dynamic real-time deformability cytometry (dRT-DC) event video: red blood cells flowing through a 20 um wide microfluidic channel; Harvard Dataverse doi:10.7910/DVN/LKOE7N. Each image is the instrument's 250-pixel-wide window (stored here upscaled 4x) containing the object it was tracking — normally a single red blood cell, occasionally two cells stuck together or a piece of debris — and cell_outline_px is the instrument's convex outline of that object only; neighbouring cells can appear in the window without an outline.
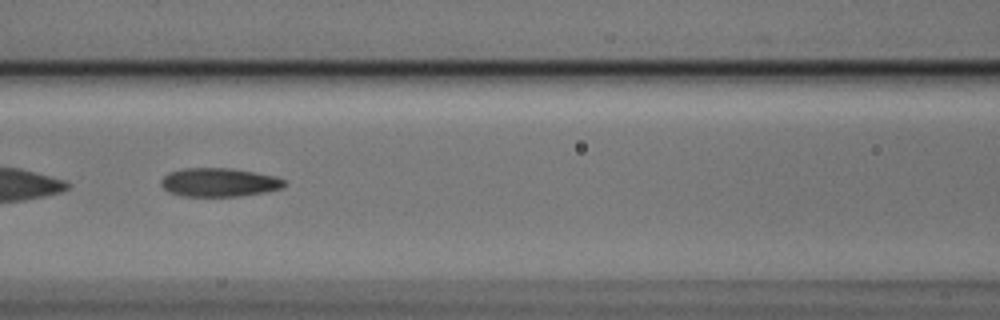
{"species": "Egyptian fruit bat (a non-hibernating species)", "species_latin": "Rousettus aegyptiacus", "temperature_condition": "cold", "stored_images_in_passage": 5, "camera_frame_rate_fps": 3000, "um_per_image_px": 0.085, "animal": {"sex": "male"}, "frame": {"image": 1, "passage_image": 3, "time_ms": 0.667, "image_size_px": [1000, 320], "cell_outline_px": [[288, 184], [284, 188], [264, 192], [240, 196], [184, 196], [168, 192], [160, 184], [160, 180], [168, 172], [184, 168], [232, 168], [276, 176], [284, 180]], "centroid_in_image_um": [18.63, 15.49], "position_along_channel_um": 148.0, "area_um2": 20.75}}
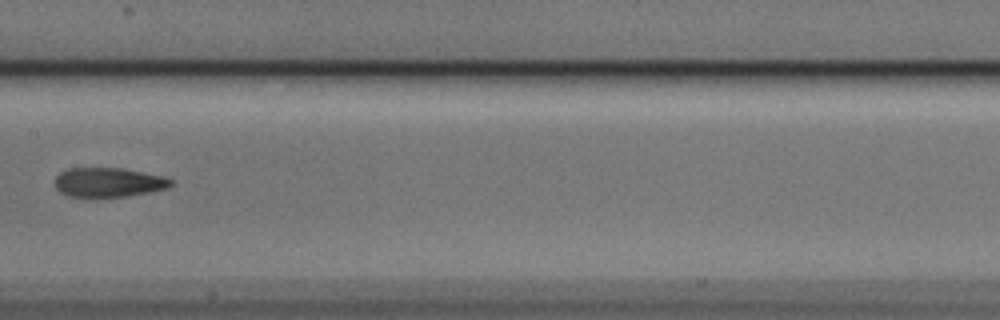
{"frame": {"image": 2, "passage_image": 4, "time_ms": 1.0, "image_size_px": [1000, 320], "cell_outline_px": [[172, 184], [168, 188], [128, 196], [68, 196], [60, 192], [52, 184], [56, 176], [60, 172], [68, 168], [120, 168], [164, 176], [172, 180]], "centroid_in_image_um": [9.18, 15.49], "position_along_channel_um": 198.2, "area_um2": 19.77}}
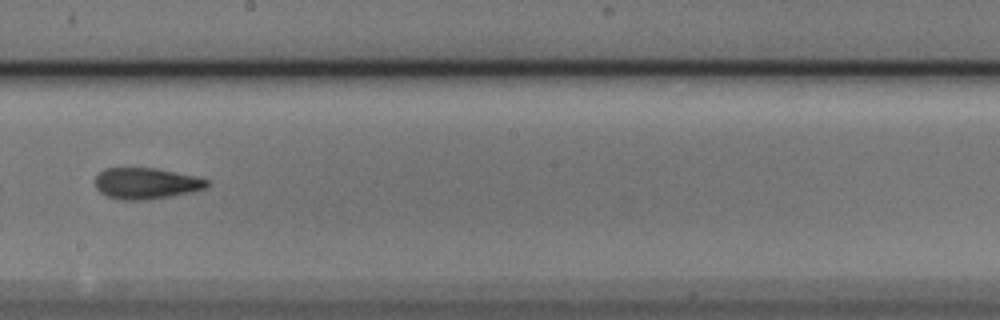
{"frame": {"image": 3, "passage_image": 5, "time_ms": 1.333, "image_size_px": [1000, 320], "cell_outline_px": [[208, 184], [204, 188], [192, 192], [148, 200], [120, 200], [108, 196], [100, 192], [96, 188], [96, 176], [104, 168], [156, 168], [196, 176], [208, 180]], "centroid_in_image_um": [12.41, 15.59], "position_along_channel_um": 235.8, "area_um2": 20.29}}